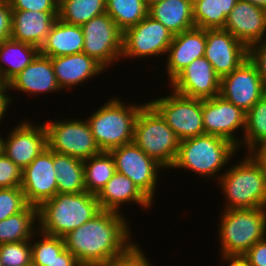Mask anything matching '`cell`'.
Here are the masks:
<instances>
[{
  "mask_svg": "<svg viewBox=\"0 0 266 266\" xmlns=\"http://www.w3.org/2000/svg\"><path fill=\"white\" fill-rule=\"evenodd\" d=\"M103 13H106V0H61L58 4V18L76 26Z\"/></svg>",
  "mask_w": 266,
  "mask_h": 266,
  "instance_id": "32",
  "label": "cell"
},
{
  "mask_svg": "<svg viewBox=\"0 0 266 266\" xmlns=\"http://www.w3.org/2000/svg\"><path fill=\"white\" fill-rule=\"evenodd\" d=\"M0 88H9V84L2 79L1 74H0Z\"/></svg>",
  "mask_w": 266,
  "mask_h": 266,
  "instance_id": "50",
  "label": "cell"
},
{
  "mask_svg": "<svg viewBox=\"0 0 266 266\" xmlns=\"http://www.w3.org/2000/svg\"><path fill=\"white\" fill-rule=\"evenodd\" d=\"M148 15L162 23L173 35L195 27L193 6L188 0H163L150 6Z\"/></svg>",
  "mask_w": 266,
  "mask_h": 266,
  "instance_id": "26",
  "label": "cell"
},
{
  "mask_svg": "<svg viewBox=\"0 0 266 266\" xmlns=\"http://www.w3.org/2000/svg\"><path fill=\"white\" fill-rule=\"evenodd\" d=\"M266 141V93L253 107L246 112L244 135L242 144L246 150Z\"/></svg>",
  "mask_w": 266,
  "mask_h": 266,
  "instance_id": "34",
  "label": "cell"
},
{
  "mask_svg": "<svg viewBox=\"0 0 266 266\" xmlns=\"http://www.w3.org/2000/svg\"><path fill=\"white\" fill-rule=\"evenodd\" d=\"M57 18L58 11L12 10L10 38L40 49Z\"/></svg>",
  "mask_w": 266,
  "mask_h": 266,
  "instance_id": "22",
  "label": "cell"
},
{
  "mask_svg": "<svg viewBox=\"0 0 266 266\" xmlns=\"http://www.w3.org/2000/svg\"><path fill=\"white\" fill-rule=\"evenodd\" d=\"M220 215L221 255L242 256L266 237V208L230 209Z\"/></svg>",
  "mask_w": 266,
  "mask_h": 266,
  "instance_id": "7",
  "label": "cell"
},
{
  "mask_svg": "<svg viewBox=\"0 0 266 266\" xmlns=\"http://www.w3.org/2000/svg\"><path fill=\"white\" fill-rule=\"evenodd\" d=\"M38 236L40 240H35ZM33 243V244H32ZM65 249L62 237L48 235L38 230L31 239L32 266H47Z\"/></svg>",
  "mask_w": 266,
  "mask_h": 266,
  "instance_id": "35",
  "label": "cell"
},
{
  "mask_svg": "<svg viewBox=\"0 0 266 266\" xmlns=\"http://www.w3.org/2000/svg\"><path fill=\"white\" fill-rule=\"evenodd\" d=\"M171 92L148 102L161 114L180 141L204 135L202 99Z\"/></svg>",
  "mask_w": 266,
  "mask_h": 266,
  "instance_id": "9",
  "label": "cell"
},
{
  "mask_svg": "<svg viewBox=\"0 0 266 266\" xmlns=\"http://www.w3.org/2000/svg\"><path fill=\"white\" fill-rule=\"evenodd\" d=\"M115 98L106 101L86 119L102 152H110L133 142L137 115L146 104L143 102L142 105H125L120 98Z\"/></svg>",
  "mask_w": 266,
  "mask_h": 266,
  "instance_id": "5",
  "label": "cell"
},
{
  "mask_svg": "<svg viewBox=\"0 0 266 266\" xmlns=\"http://www.w3.org/2000/svg\"><path fill=\"white\" fill-rule=\"evenodd\" d=\"M249 266H266V237L256 242L244 255Z\"/></svg>",
  "mask_w": 266,
  "mask_h": 266,
  "instance_id": "42",
  "label": "cell"
},
{
  "mask_svg": "<svg viewBox=\"0 0 266 266\" xmlns=\"http://www.w3.org/2000/svg\"><path fill=\"white\" fill-rule=\"evenodd\" d=\"M2 266H32L31 240L0 244Z\"/></svg>",
  "mask_w": 266,
  "mask_h": 266,
  "instance_id": "36",
  "label": "cell"
},
{
  "mask_svg": "<svg viewBox=\"0 0 266 266\" xmlns=\"http://www.w3.org/2000/svg\"><path fill=\"white\" fill-rule=\"evenodd\" d=\"M148 10L144 0H106V13L122 32L142 21Z\"/></svg>",
  "mask_w": 266,
  "mask_h": 266,
  "instance_id": "33",
  "label": "cell"
},
{
  "mask_svg": "<svg viewBox=\"0 0 266 266\" xmlns=\"http://www.w3.org/2000/svg\"><path fill=\"white\" fill-rule=\"evenodd\" d=\"M115 161L116 172L128 177L153 203L158 175L164 168L143 152L134 142L110 151Z\"/></svg>",
  "mask_w": 266,
  "mask_h": 266,
  "instance_id": "12",
  "label": "cell"
},
{
  "mask_svg": "<svg viewBox=\"0 0 266 266\" xmlns=\"http://www.w3.org/2000/svg\"><path fill=\"white\" fill-rule=\"evenodd\" d=\"M168 83L171 90L189 98L209 99L220 95L221 78L205 57L192 61Z\"/></svg>",
  "mask_w": 266,
  "mask_h": 266,
  "instance_id": "16",
  "label": "cell"
},
{
  "mask_svg": "<svg viewBox=\"0 0 266 266\" xmlns=\"http://www.w3.org/2000/svg\"><path fill=\"white\" fill-rule=\"evenodd\" d=\"M192 6L200 2L201 0H188Z\"/></svg>",
  "mask_w": 266,
  "mask_h": 266,
  "instance_id": "52",
  "label": "cell"
},
{
  "mask_svg": "<svg viewBox=\"0 0 266 266\" xmlns=\"http://www.w3.org/2000/svg\"><path fill=\"white\" fill-rule=\"evenodd\" d=\"M163 0H144V2L146 3V5L148 6V8L156 3H159Z\"/></svg>",
  "mask_w": 266,
  "mask_h": 266,
  "instance_id": "49",
  "label": "cell"
},
{
  "mask_svg": "<svg viewBox=\"0 0 266 266\" xmlns=\"http://www.w3.org/2000/svg\"><path fill=\"white\" fill-rule=\"evenodd\" d=\"M21 183L22 169L4 153L0 155V188L18 187Z\"/></svg>",
  "mask_w": 266,
  "mask_h": 266,
  "instance_id": "38",
  "label": "cell"
},
{
  "mask_svg": "<svg viewBox=\"0 0 266 266\" xmlns=\"http://www.w3.org/2000/svg\"><path fill=\"white\" fill-rule=\"evenodd\" d=\"M247 152L266 175V141L255 145Z\"/></svg>",
  "mask_w": 266,
  "mask_h": 266,
  "instance_id": "44",
  "label": "cell"
},
{
  "mask_svg": "<svg viewBox=\"0 0 266 266\" xmlns=\"http://www.w3.org/2000/svg\"><path fill=\"white\" fill-rule=\"evenodd\" d=\"M12 10L8 0L0 1V43L10 38Z\"/></svg>",
  "mask_w": 266,
  "mask_h": 266,
  "instance_id": "43",
  "label": "cell"
},
{
  "mask_svg": "<svg viewBox=\"0 0 266 266\" xmlns=\"http://www.w3.org/2000/svg\"><path fill=\"white\" fill-rule=\"evenodd\" d=\"M53 166L57 175V193L86 191L83 160L53 151Z\"/></svg>",
  "mask_w": 266,
  "mask_h": 266,
  "instance_id": "29",
  "label": "cell"
},
{
  "mask_svg": "<svg viewBox=\"0 0 266 266\" xmlns=\"http://www.w3.org/2000/svg\"><path fill=\"white\" fill-rule=\"evenodd\" d=\"M265 93L266 87L249 59L221 78L220 96L244 112H248Z\"/></svg>",
  "mask_w": 266,
  "mask_h": 266,
  "instance_id": "14",
  "label": "cell"
},
{
  "mask_svg": "<svg viewBox=\"0 0 266 266\" xmlns=\"http://www.w3.org/2000/svg\"><path fill=\"white\" fill-rule=\"evenodd\" d=\"M244 1H247L253 4L254 6H257L263 9L266 7V0H244Z\"/></svg>",
  "mask_w": 266,
  "mask_h": 266,
  "instance_id": "48",
  "label": "cell"
},
{
  "mask_svg": "<svg viewBox=\"0 0 266 266\" xmlns=\"http://www.w3.org/2000/svg\"><path fill=\"white\" fill-rule=\"evenodd\" d=\"M9 88H0V123H2L5 114L7 113V109L9 108V104H12L14 101L13 97H11L10 93L8 95Z\"/></svg>",
  "mask_w": 266,
  "mask_h": 266,
  "instance_id": "46",
  "label": "cell"
},
{
  "mask_svg": "<svg viewBox=\"0 0 266 266\" xmlns=\"http://www.w3.org/2000/svg\"><path fill=\"white\" fill-rule=\"evenodd\" d=\"M47 266H81L76 257L68 251L66 248L51 262L47 263Z\"/></svg>",
  "mask_w": 266,
  "mask_h": 266,
  "instance_id": "45",
  "label": "cell"
},
{
  "mask_svg": "<svg viewBox=\"0 0 266 266\" xmlns=\"http://www.w3.org/2000/svg\"><path fill=\"white\" fill-rule=\"evenodd\" d=\"M43 124L47 132V147L51 151L81 160L102 152L86 119L55 120Z\"/></svg>",
  "mask_w": 266,
  "mask_h": 266,
  "instance_id": "8",
  "label": "cell"
},
{
  "mask_svg": "<svg viewBox=\"0 0 266 266\" xmlns=\"http://www.w3.org/2000/svg\"><path fill=\"white\" fill-rule=\"evenodd\" d=\"M145 256L144 250L136 243L121 256L112 258L101 266H153Z\"/></svg>",
  "mask_w": 266,
  "mask_h": 266,
  "instance_id": "39",
  "label": "cell"
},
{
  "mask_svg": "<svg viewBox=\"0 0 266 266\" xmlns=\"http://www.w3.org/2000/svg\"><path fill=\"white\" fill-rule=\"evenodd\" d=\"M83 46L84 35L81 26L57 18L39 50L40 54L53 58L82 53Z\"/></svg>",
  "mask_w": 266,
  "mask_h": 266,
  "instance_id": "25",
  "label": "cell"
},
{
  "mask_svg": "<svg viewBox=\"0 0 266 266\" xmlns=\"http://www.w3.org/2000/svg\"><path fill=\"white\" fill-rule=\"evenodd\" d=\"M248 59L255 65L266 87V38L248 47Z\"/></svg>",
  "mask_w": 266,
  "mask_h": 266,
  "instance_id": "40",
  "label": "cell"
},
{
  "mask_svg": "<svg viewBox=\"0 0 266 266\" xmlns=\"http://www.w3.org/2000/svg\"><path fill=\"white\" fill-rule=\"evenodd\" d=\"M28 205L20 186L0 188V221L18 214Z\"/></svg>",
  "mask_w": 266,
  "mask_h": 266,
  "instance_id": "37",
  "label": "cell"
},
{
  "mask_svg": "<svg viewBox=\"0 0 266 266\" xmlns=\"http://www.w3.org/2000/svg\"><path fill=\"white\" fill-rule=\"evenodd\" d=\"M204 57L222 78L248 59V47L224 29H206Z\"/></svg>",
  "mask_w": 266,
  "mask_h": 266,
  "instance_id": "18",
  "label": "cell"
},
{
  "mask_svg": "<svg viewBox=\"0 0 266 266\" xmlns=\"http://www.w3.org/2000/svg\"><path fill=\"white\" fill-rule=\"evenodd\" d=\"M96 198L102 210L118 213L122 212L120 210L125 203L139 204L144 209H148L154 204L139 190L132 180L117 172L96 195Z\"/></svg>",
  "mask_w": 266,
  "mask_h": 266,
  "instance_id": "24",
  "label": "cell"
},
{
  "mask_svg": "<svg viewBox=\"0 0 266 266\" xmlns=\"http://www.w3.org/2000/svg\"><path fill=\"white\" fill-rule=\"evenodd\" d=\"M202 114L205 134L224 138L239 149L242 138H237L235 132L239 130L244 133L246 112L218 95L202 99Z\"/></svg>",
  "mask_w": 266,
  "mask_h": 266,
  "instance_id": "13",
  "label": "cell"
},
{
  "mask_svg": "<svg viewBox=\"0 0 266 266\" xmlns=\"http://www.w3.org/2000/svg\"><path fill=\"white\" fill-rule=\"evenodd\" d=\"M57 175L53 166V151L44 149L22 170L21 189L29 205L39 207L57 193Z\"/></svg>",
  "mask_w": 266,
  "mask_h": 266,
  "instance_id": "15",
  "label": "cell"
},
{
  "mask_svg": "<svg viewBox=\"0 0 266 266\" xmlns=\"http://www.w3.org/2000/svg\"><path fill=\"white\" fill-rule=\"evenodd\" d=\"M133 142L164 169H171L180 140L161 114L147 101L139 111Z\"/></svg>",
  "mask_w": 266,
  "mask_h": 266,
  "instance_id": "6",
  "label": "cell"
},
{
  "mask_svg": "<svg viewBox=\"0 0 266 266\" xmlns=\"http://www.w3.org/2000/svg\"><path fill=\"white\" fill-rule=\"evenodd\" d=\"M3 147H4V137L0 135V155L3 154Z\"/></svg>",
  "mask_w": 266,
  "mask_h": 266,
  "instance_id": "51",
  "label": "cell"
},
{
  "mask_svg": "<svg viewBox=\"0 0 266 266\" xmlns=\"http://www.w3.org/2000/svg\"><path fill=\"white\" fill-rule=\"evenodd\" d=\"M205 47V29L194 27L174 35L165 56L169 82L192 61L204 57Z\"/></svg>",
  "mask_w": 266,
  "mask_h": 266,
  "instance_id": "20",
  "label": "cell"
},
{
  "mask_svg": "<svg viewBox=\"0 0 266 266\" xmlns=\"http://www.w3.org/2000/svg\"><path fill=\"white\" fill-rule=\"evenodd\" d=\"M173 36L162 23L147 15L123 32L121 59L166 56Z\"/></svg>",
  "mask_w": 266,
  "mask_h": 266,
  "instance_id": "11",
  "label": "cell"
},
{
  "mask_svg": "<svg viewBox=\"0 0 266 266\" xmlns=\"http://www.w3.org/2000/svg\"><path fill=\"white\" fill-rule=\"evenodd\" d=\"M224 30L247 47L266 38L263 8L238 0L227 16Z\"/></svg>",
  "mask_w": 266,
  "mask_h": 266,
  "instance_id": "19",
  "label": "cell"
},
{
  "mask_svg": "<svg viewBox=\"0 0 266 266\" xmlns=\"http://www.w3.org/2000/svg\"><path fill=\"white\" fill-rule=\"evenodd\" d=\"M4 138L3 153L22 170L47 148L44 124L21 121Z\"/></svg>",
  "mask_w": 266,
  "mask_h": 266,
  "instance_id": "17",
  "label": "cell"
},
{
  "mask_svg": "<svg viewBox=\"0 0 266 266\" xmlns=\"http://www.w3.org/2000/svg\"><path fill=\"white\" fill-rule=\"evenodd\" d=\"M11 10L58 11L56 0H8Z\"/></svg>",
  "mask_w": 266,
  "mask_h": 266,
  "instance_id": "41",
  "label": "cell"
},
{
  "mask_svg": "<svg viewBox=\"0 0 266 266\" xmlns=\"http://www.w3.org/2000/svg\"><path fill=\"white\" fill-rule=\"evenodd\" d=\"M81 28L84 35L83 53L105 70L121 60L123 32L107 13L92 18Z\"/></svg>",
  "mask_w": 266,
  "mask_h": 266,
  "instance_id": "10",
  "label": "cell"
},
{
  "mask_svg": "<svg viewBox=\"0 0 266 266\" xmlns=\"http://www.w3.org/2000/svg\"><path fill=\"white\" fill-rule=\"evenodd\" d=\"M102 211L96 195L88 193H56L38 207L39 230L64 237Z\"/></svg>",
  "mask_w": 266,
  "mask_h": 266,
  "instance_id": "2",
  "label": "cell"
},
{
  "mask_svg": "<svg viewBox=\"0 0 266 266\" xmlns=\"http://www.w3.org/2000/svg\"><path fill=\"white\" fill-rule=\"evenodd\" d=\"M9 89L38 95L61 91L56 80L51 58L38 54L36 58L9 82Z\"/></svg>",
  "mask_w": 266,
  "mask_h": 266,
  "instance_id": "21",
  "label": "cell"
},
{
  "mask_svg": "<svg viewBox=\"0 0 266 266\" xmlns=\"http://www.w3.org/2000/svg\"><path fill=\"white\" fill-rule=\"evenodd\" d=\"M238 153V148L224 138L204 134L180 141L178 155L172 168L185 169L202 177L219 179L224 166ZM228 163V164H227ZM217 176V178H216ZM210 178V179H209Z\"/></svg>",
  "mask_w": 266,
  "mask_h": 266,
  "instance_id": "3",
  "label": "cell"
},
{
  "mask_svg": "<svg viewBox=\"0 0 266 266\" xmlns=\"http://www.w3.org/2000/svg\"><path fill=\"white\" fill-rule=\"evenodd\" d=\"M238 0H201L193 6L195 27L223 29L227 16Z\"/></svg>",
  "mask_w": 266,
  "mask_h": 266,
  "instance_id": "30",
  "label": "cell"
},
{
  "mask_svg": "<svg viewBox=\"0 0 266 266\" xmlns=\"http://www.w3.org/2000/svg\"><path fill=\"white\" fill-rule=\"evenodd\" d=\"M128 223L123 212L102 210L63 237L65 248L81 266H101L135 244Z\"/></svg>",
  "mask_w": 266,
  "mask_h": 266,
  "instance_id": "1",
  "label": "cell"
},
{
  "mask_svg": "<svg viewBox=\"0 0 266 266\" xmlns=\"http://www.w3.org/2000/svg\"><path fill=\"white\" fill-rule=\"evenodd\" d=\"M221 262L227 264V266H249L247 260L240 255H221Z\"/></svg>",
  "mask_w": 266,
  "mask_h": 266,
  "instance_id": "47",
  "label": "cell"
},
{
  "mask_svg": "<svg viewBox=\"0 0 266 266\" xmlns=\"http://www.w3.org/2000/svg\"><path fill=\"white\" fill-rule=\"evenodd\" d=\"M84 183L88 193L97 195L116 172L110 152H101L83 160Z\"/></svg>",
  "mask_w": 266,
  "mask_h": 266,
  "instance_id": "31",
  "label": "cell"
},
{
  "mask_svg": "<svg viewBox=\"0 0 266 266\" xmlns=\"http://www.w3.org/2000/svg\"><path fill=\"white\" fill-rule=\"evenodd\" d=\"M218 179L226 204L222 210L266 208V175L247 153Z\"/></svg>",
  "mask_w": 266,
  "mask_h": 266,
  "instance_id": "4",
  "label": "cell"
},
{
  "mask_svg": "<svg viewBox=\"0 0 266 266\" xmlns=\"http://www.w3.org/2000/svg\"><path fill=\"white\" fill-rule=\"evenodd\" d=\"M56 80L61 90L77 87L89 78L106 71L86 53H78L51 58Z\"/></svg>",
  "mask_w": 266,
  "mask_h": 266,
  "instance_id": "23",
  "label": "cell"
},
{
  "mask_svg": "<svg viewBox=\"0 0 266 266\" xmlns=\"http://www.w3.org/2000/svg\"><path fill=\"white\" fill-rule=\"evenodd\" d=\"M40 53L38 47L11 38L0 43V74L5 82L29 65Z\"/></svg>",
  "mask_w": 266,
  "mask_h": 266,
  "instance_id": "27",
  "label": "cell"
},
{
  "mask_svg": "<svg viewBox=\"0 0 266 266\" xmlns=\"http://www.w3.org/2000/svg\"><path fill=\"white\" fill-rule=\"evenodd\" d=\"M263 10H264V19H265V28H266V7Z\"/></svg>",
  "mask_w": 266,
  "mask_h": 266,
  "instance_id": "53",
  "label": "cell"
},
{
  "mask_svg": "<svg viewBox=\"0 0 266 266\" xmlns=\"http://www.w3.org/2000/svg\"><path fill=\"white\" fill-rule=\"evenodd\" d=\"M38 223V207L28 205L18 214L0 221V244L31 240L39 230Z\"/></svg>",
  "mask_w": 266,
  "mask_h": 266,
  "instance_id": "28",
  "label": "cell"
}]
</instances>
